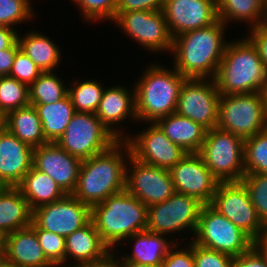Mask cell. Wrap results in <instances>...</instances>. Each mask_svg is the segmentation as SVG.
Listing matches in <instances>:
<instances>
[{
  "mask_svg": "<svg viewBox=\"0 0 267 267\" xmlns=\"http://www.w3.org/2000/svg\"><path fill=\"white\" fill-rule=\"evenodd\" d=\"M119 30L149 53L169 54L173 38L168 29L163 11H129L116 13L112 22Z\"/></svg>",
  "mask_w": 267,
  "mask_h": 267,
  "instance_id": "8fae6325",
  "label": "cell"
},
{
  "mask_svg": "<svg viewBox=\"0 0 267 267\" xmlns=\"http://www.w3.org/2000/svg\"><path fill=\"white\" fill-rule=\"evenodd\" d=\"M130 155L127 142L118 140L106 151L82 160L72 195L93 207L126 190V166Z\"/></svg>",
  "mask_w": 267,
  "mask_h": 267,
  "instance_id": "7a4b0ae2",
  "label": "cell"
},
{
  "mask_svg": "<svg viewBox=\"0 0 267 267\" xmlns=\"http://www.w3.org/2000/svg\"><path fill=\"white\" fill-rule=\"evenodd\" d=\"M142 124L146 127L130 133L125 139L132 157L145 164L170 170L187 154L170 141L156 123Z\"/></svg>",
  "mask_w": 267,
  "mask_h": 267,
  "instance_id": "5bb4252c",
  "label": "cell"
},
{
  "mask_svg": "<svg viewBox=\"0 0 267 267\" xmlns=\"http://www.w3.org/2000/svg\"><path fill=\"white\" fill-rule=\"evenodd\" d=\"M19 50L18 41L11 48L0 50V76H9L14 58Z\"/></svg>",
  "mask_w": 267,
  "mask_h": 267,
  "instance_id": "bcb514c9",
  "label": "cell"
},
{
  "mask_svg": "<svg viewBox=\"0 0 267 267\" xmlns=\"http://www.w3.org/2000/svg\"><path fill=\"white\" fill-rule=\"evenodd\" d=\"M109 251L90 221L65 238V267H76L81 263L100 259Z\"/></svg>",
  "mask_w": 267,
  "mask_h": 267,
  "instance_id": "cb8c5ba5",
  "label": "cell"
},
{
  "mask_svg": "<svg viewBox=\"0 0 267 267\" xmlns=\"http://www.w3.org/2000/svg\"><path fill=\"white\" fill-rule=\"evenodd\" d=\"M4 260L12 267H54L44 255L31 226L7 235Z\"/></svg>",
  "mask_w": 267,
  "mask_h": 267,
  "instance_id": "603a6c76",
  "label": "cell"
},
{
  "mask_svg": "<svg viewBox=\"0 0 267 267\" xmlns=\"http://www.w3.org/2000/svg\"><path fill=\"white\" fill-rule=\"evenodd\" d=\"M33 163V148L7 129L0 132V186L17 187Z\"/></svg>",
  "mask_w": 267,
  "mask_h": 267,
  "instance_id": "44dd1931",
  "label": "cell"
},
{
  "mask_svg": "<svg viewBox=\"0 0 267 267\" xmlns=\"http://www.w3.org/2000/svg\"><path fill=\"white\" fill-rule=\"evenodd\" d=\"M18 33L20 49L43 71H56L62 64L61 49L56 41L37 29ZM61 63V64H60Z\"/></svg>",
  "mask_w": 267,
  "mask_h": 267,
  "instance_id": "d4e9b609",
  "label": "cell"
},
{
  "mask_svg": "<svg viewBox=\"0 0 267 267\" xmlns=\"http://www.w3.org/2000/svg\"><path fill=\"white\" fill-rule=\"evenodd\" d=\"M128 87L118 83L105 87L95 112L97 118L117 140H125L132 131H129L128 126L124 127V124H127L128 121L133 122L134 125L138 123L135 111L134 85L133 87L130 85L129 89Z\"/></svg>",
  "mask_w": 267,
  "mask_h": 267,
  "instance_id": "e0dca14e",
  "label": "cell"
},
{
  "mask_svg": "<svg viewBox=\"0 0 267 267\" xmlns=\"http://www.w3.org/2000/svg\"><path fill=\"white\" fill-rule=\"evenodd\" d=\"M117 141L95 114L75 112L55 143L70 155L86 160L106 151Z\"/></svg>",
  "mask_w": 267,
  "mask_h": 267,
  "instance_id": "30bf717a",
  "label": "cell"
},
{
  "mask_svg": "<svg viewBox=\"0 0 267 267\" xmlns=\"http://www.w3.org/2000/svg\"><path fill=\"white\" fill-rule=\"evenodd\" d=\"M118 250H110L102 258L88 261L76 267H120V256Z\"/></svg>",
  "mask_w": 267,
  "mask_h": 267,
  "instance_id": "7dc6e473",
  "label": "cell"
},
{
  "mask_svg": "<svg viewBox=\"0 0 267 267\" xmlns=\"http://www.w3.org/2000/svg\"><path fill=\"white\" fill-rule=\"evenodd\" d=\"M175 192L210 204L219 181L198 153H187L170 170Z\"/></svg>",
  "mask_w": 267,
  "mask_h": 267,
  "instance_id": "ac0fdd59",
  "label": "cell"
},
{
  "mask_svg": "<svg viewBox=\"0 0 267 267\" xmlns=\"http://www.w3.org/2000/svg\"><path fill=\"white\" fill-rule=\"evenodd\" d=\"M43 71L20 49L14 58L9 77L15 78L28 87Z\"/></svg>",
  "mask_w": 267,
  "mask_h": 267,
  "instance_id": "ab89813d",
  "label": "cell"
},
{
  "mask_svg": "<svg viewBox=\"0 0 267 267\" xmlns=\"http://www.w3.org/2000/svg\"><path fill=\"white\" fill-rule=\"evenodd\" d=\"M6 237L7 235L2 230H0V260H3L5 256Z\"/></svg>",
  "mask_w": 267,
  "mask_h": 267,
  "instance_id": "f907efd6",
  "label": "cell"
},
{
  "mask_svg": "<svg viewBox=\"0 0 267 267\" xmlns=\"http://www.w3.org/2000/svg\"><path fill=\"white\" fill-rule=\"evenodd\" d=\"M196 244L234 257L249 251L253 239L209 204L203 206L192 239Z\"/></svg>",
  "mask_w": 267,
  "mask_h": 267,
  "instance_id": "9c48e42d",
  "label": "cell"
},
{
  "mask_svg": "<svg viewBox=\"0 0 267 267\" xmlns=\"http://www.w3.org/2000/svg\"><path fill=\"white\" fill-rule=\"evenodd\" d=\"M209 205L253 240L266 228L242 182H219Z\"/></svg>",
  "mask_w": 267,
  "mask_h": 267,
  "instance_id": "7c38bea8",
  "label": "cell"
},
{
  "mask_svg": "<svg viewBox=\"0 0 267 267\" xmlns=\"http://www.w3.org/2000/svg\"><path fill=\"white\" fill-rule=\"evenodd\" d=\"M6 129V114L0 109V132Z\"/></svg>",
  "mask_w": 267,
  "mask_h": 267,
  "instance_id": "db71d44e",
  "label": "cell"
},
{
  "mask_svg": "<svg viewBox=\"0 0 267 267\" xmlns=\"http://www.w3.org/2000/svg\"><path fill=\"white\" fill-rule=\"evenodd\" d=\"M82 160L70 155L56 143L33 148L32 165L49 175L66 194H72L79 176Z\"/></svg>",
  "mask_w": 267,
  "mask_h": 267,
  "instance_id": "ffe728a7",
  "label": "cell"
},
{
  "mask_svg": "<svg viewBox=\"0 0 267 267\" xmlns=\"http://www.w3.org/2000/svg\"><path fill=\"white\" fill-rule=\"evenodd\" d=\"M0 267H12L7 261L0 260Z\"/></svg>",
  "mask_w": 267,
  "mask_h": 267,
  "instance_id": "11a10c76",
  "label": "cell"
},
{
  "mask_svg": "<svg viewBox=\"0 0 267 267\" xmlns=\"http://www.w3.org/2000/svg\"><path fill=\"white\" fill-rule=\"evenodd\" d=\"M58 71L42 72L29 86L30 104H52L68 94V82L61 78Z\"/></svg>",
  "mask_w": 267,
  "mask_h": 267,
  "instance_id": "1f68e13d",
  "label": "cell"
},
{
  "mask_svg": "<svg viewBox=\"0 0 267 267\" xmlns=\"http://www.w3.org/2000/svg\"><path fill=\"white\" fill-rule=\"evenodd\" d=\"M246 32L245 37L255 47L267 73V22L247 29Z\"/></svg>",
  "mask_w": 267,
  "mask_h": 267,
  "instance_id": "7bdbcfd3",
  "label": "cell"
},
{
  "mask_svg": "<svg viewBox=\"0 0 267 267\" xmlns=\"http://www.w3.org/2000/svg\"><path fill=\"white\" fill-rule=\"evenodd\" d=\"M267 73L255 47L245 37L230 39L214 78L220 94L261 93Z\"/></svg>",
  "mask_w": 267,
  "mask_h": 267,
  "instance_id": "5b68a950",
  "label": "cell"
},
{
  "mask_svg": "<svg viewBox=\"0 0 267 267\" xmlns=\"http://www.w3.org/2000/svg\"><path fill=\"white\" fill-rule=\"evenodd\" d=\"M169 66L171 67L169 69ZM149 62L142 68L139 79L132 83L135 89V111L138 123H155L176 112L179 92L187 79L171 64ZM173 68V69H172Z\"/></svg>",
  "mask_w": 267,
  "mask_h": 267,
  "instance_id": "3957f363",
  "label": "cell"
},
{
  "mask_svg": "<svg viewBox=\"0 0 267 267\" xmlns=\"http://www.w3.org/2000/svg\"><path fill=\"white\" fill-rule=\"evenodd\" d=\"M96 79H82L74 78L68 84V95L72 100L73 107L76 112L93 113L98 109L101 101L105 85Z\"/></svg>",
  "mask_w": 267,
  "mask_h": 267,
  "instance_id": "d6a6232c",
  "label": "cell"
},
{
  "mask_svg": "<svg viewBox=\"0 0 267 267\" xmlns=\"http://www.w3.org/2000/svg\"><path fill=\"white\" fill-rule=\"evenodd\" d=\"M245 140L218 127L207 130L198 154L219 182H241Z\"/></svg>",
  "mask_w": 267,
  "mask_h": 267,
  "instance_id": "52a82bcc",
  "label": "cell"
},
{
  "mask_svg": "<svg viewBox=\"0 0 267 267\" xmlns=\"http://www.w3.org/2000/svg\"><path fill=\"white\" fill-rule=\"evenodd\" d=\"M166 137L179 145L186 153H198L206 136L207 129L176 112L155 122Z\"/></svg>",
  "mask_w": 267,
  "mask_h": 267,
  "instance_id": "484cf974",
  "label": "cell"
},
{
  "mask_svg": "<svg viewBox=\"0 0 267 267\" xmlns=\"http://www.w3.org/2000/svg\"><path fill=\"white\" fill-rule=\"evenodd\" d=\"M30 105L29 87L9 76H0V109L7 114Z\"/></svg>",
  "mask_w": 267,
  "mask_h": 267,
  "instance_id": "e575fe53",
  "label": "cell"
},
{
  "mask_svg": "<svg viewBox=\"0 0 267 267\" xmlns=\"http://www.w3.org/2000/svg\"><path fill=\"white\" fill-rule=\"evenodd\" d=\"M219 99L214 79L187 78L179 92L176 113L210 130L218 124Z\"/></svg>",
  "mask_w": 267,
  "mask_h": 267,
  "instance_id": "4fadbf2b",
  "label": "cell"
},
{
  "mask_svg": "<svg viewBox=\"0 0 267 267\" xmlns=\"http://www.w3.org/2000/svg\"><path fill=\"white\" fill-rule=\"evenodd\" d=\"M161 267H195L194 246L190 242L175 243L164 258Z\"/></svg>",
  "mask_w": 267,
  "mask_h": 267,
  "instance_id": "b9f144b4",
  "label": "cell"
},
{
  "mask_svg": "<svg viewBox=\"0 0 267 267\" xmlns=\"http://www.w3.org/2000/svg\"><path fill=\"white\" fill-rule=\"evenodd\" d=\"M164 0H118L116 13L129 11H162Z\"/></svg>",
  "mask_w": 267,
  "mask_h": 267,
  "instance_id": "ee69618b",
  "label": "cell"
},
{
  "mask_svg": "<svg viewBox=\"0 0 267 267\" xmlns=\"http://www.w3.org/2000/svg\"><path fill=\"white\" fill-rule=\"evenodd\" d=\"M189 242L194 246L195 267H233L232 256Z\"/></svg>",
  "mask_w": 267,
  "mask_h": 267,
  "instance_id": "60d3db41",
  "label": "cell"
},
{
  "mask_svg": "<svg viewBox=\"0 0 267 267\" xmlns=\"http://www.w3.org/2000/svg\"><path fill=\"white\" fill-rule=\"evenodd\" d=\"M120 267H161V266H153V265L138 264L131 262H120Z\"/></svg>",
  "mask_w": 267,
  "mask_h": 267,
  "instance_id": "816d5d0a",
  "label": "cell"
},
{
  "mask_svg": "<svg viewBox=\"0 0 267 267\" xmlns=\"http://www.w3.org/2000/svg\"><path fill=\"white\" fill-rule=\"evenodd\" d=\"M253 247L267 263V227L258 237L253 240Z\"/></svg>",
  "mask_w": 267,
  "mask_h": 267,
  "instance_id": "681fc988",
  "label": "cell"
},
{
  "mask_svg": "<svg viewBox=\"0 0 267 267\" xmlns=\"http://www.w3.org/2000/svg\"><path fill=\"white\" fill-rule=\"evenodd\" d=\"M217 127L244 140L267 129L262 94H220Z\"/></svg>",
  "mask_w": 267,
  "mask_h": 267,
  "instance_id": "ba28073f",
  "label": "cell"
},
{
  "mask_svg": "<svg viewBox=\"0 0 267 267\" xmlns=\"http://www.w3.org/2000/svg\"><path fill=\"white\" fill-rule=\"evenodd\" d=\"M126 190L147 207L175 193L169 170L145 164L131 155L126 166Z\"/></svg>",
  "mask_w": 267,
  "mask_h": 267,
  "instance_id": "9a60e30c",
  "label": "cell"
},
{
  "mask_svg": "<svg viewBox=\"0 0 267 267\" xmlns=\"http://www.w3.org/2000/svg\"><path fill=\"white\" fill-rule=\"evenodd\" d=\"M241 182L250 195L259 219L267 227V174H245Z\"/></svg>",
  "mask_w": 267,
  "mask_h": 267,
  "instance_id": "74e56055",
  "label": "cell"
},
{
  "mask_svg": "<svg viewBox=\"0 0 267 267\" xmlns=\"http://www.w3.org/2000/svg\"><path fill=\"white\" fill-rule=\"evenodd\" d=\"M147 215L148 207L127 190L91 207V221L110 250L120 249L128 237L147 230Z\"/></svg>",
  "mask_w": 267,
  "mask_h": 267,
  "instance_id": "277c9868",
  "label": "cell"
},
{
  "mask_svg": "<svg viewBox=\"0 0 267 267\" xmlns=\"http://www.w3.org/2000/svg\"><path fill=\"white\" fill-rule=\"evenodd\" d=\"M244 169L245 174H267V129L245 139Z\"/></svg>",
  "mask_w": 267,
  "mask_h": 267,
  "instance_id": "836d02e7",
  "label": "cell"
},
{
  "mask_svg": "<svg viewBox=\"0 0 267 267\" xmlns=\"http://www.w3.org/2000/svg\"><path fill=\"white\" fill-rule=\"evenodd\" d=\"M32 221L45 231L65 238L91 221V207L72 194L33 210Z\"/></svg>",
  "mask_w": 267,
  "mask_h": 267,
  "instance_id": "2e32d148",
  "label": "cell"
},
{
  "mask_svg": "<svg viewBox=\"0 0 267 267\" xmlns=\"http://www.w3.org/2000/svg\"><path fill=\"white\" fill-rule=\"evenodd\" d=\"M33 6L31 0H0V26L19 30L22 23L27 25V21L36 20Z\"/></svg>",
  "mask_w": 267,
  "mask_h": 267,
  "instance_id": "d590c367",
  "label": "cell"
},
{
  "mask_svg": "<svg viewBox=\"0 0 267 267\" xmlns=\"http://www.w3.org/2000/svg\"><path fill=\"white\" fill-rule=\"evenodd\" d=\"M227 29L218 19L207 27L174 37L172 66L186 78L214 79L229 41Z\"/></svg>",
  "mask_w": 267,
  "mask_h": 267,
  "instance_id": "6da1fadb",
  "label": "cell"
},
{
  "mask_svg": "<svg viewBox=\"0 0 267 267\" xmlns=\"http://www.w3.org/2000/svg\"><path fill=\"white\" fill-rule=\"evenodd\" d=\"M233 267H267L264 258L252 247L249 251L234 257Z\"/></svg>",
  "mask_w": 267,
  "mask_h": 267,
  "instance_id": "f6af8a7d",
  "label": "cell"
},
{
  "mask_svg": "<svg viewBox=\"0 0 267 267\" xmlns=\"http://www.w3.org/2000/svg\"><path fill=\"white\" fill-rule=\"evenodd\" d=\"M123 243L125 245L120 246L121 248L123 246L124 250L129 243H132L128 246H131V251H129L130 253L123 251L122 254V250H119L120 262L161 266L164 258L176 242L166 235L144 230L131 235Z\"/></svg>",
  "mask_w": 267,
  "mask_h": 267,
  "instance_id": "7402d4cb",
  "label": "cell"
},
{
  "mask_svg": "<svg viewBox=\"0 0 267 267\" xmlns=\"http://www.w3.org/2000/svg\"><path fill=\"white\" fill-rule=\"evenodd\" d=\"M204 205L195 197L175 192L167 200L148 207L147 230L171 236L176 243L192 241ZM187 232L189 237L184 239L182 236L187 235ZM175 235L181 238L178 239Z\"/></svg>",
  "mask_w": 267,
  "mask_h": 267,
  "instance_id": "8992f818",
  "label": "cell"
},
{
  "mask_svg": "<svg viewBox=\"0 0 267 267\" xmlns=\"http://www.w3.org/2000/svg\"><path fill=\"white\" fill-rule=\"evenodd\" d=\"M37 234V239L44 255L54 267H65V237L40 229L33 221L30 225Z\"/></svg>",
  "mask_w": 267,
  "mask_h": 267,
  "instance_id": "f35d334b",
  "label": "cell"
},
{
  "mask_svg": "<svg viewBox=\"0 0 267 267\" xmlns=\"http://www.w3.org/2000/svg\"><path fill=\"white\" fill-rule=\"evenodd\" d=\"M6 129L32 148L49 143L44 137L38 112L32 105L8 112Z\"/></svg>",
  "mask_w": 267,
  "mask_h": 267,
  "instance_id": "f546056e",
  "label": "cell"
},
{
  "mask_svg": "<svg viewBox=\"0 0 267 267\" xmlns=\"http://www.w3.org/2000/svg\"><path fill=\"white\" fill-rule=\"evenodd\" d=\"M33 211L18 187H0V230L6 235L32 224Z\"/></svg>",
  "mask_w": 267,
  "mask_h": 267,
  "instance_id": "4316f807",
  "label": "cell"
},
{
  "mask_svg": "<svg viewBox=\"0 0 267 267\" xmlns=\"http://www.w3.org/2000/svg\"><path fill=\"white\" fill-rule=\"evenodd\" d=\"M81 13L79 18L84 22H98L96 24L106 21L113 22L116 16V7L118 0H71ZM100 21V22H99Z\"/></svg>",
  "mask_w": 267,
  "mask_h": 267,
  "instance_id": "8d00e7d4",
  "label": "cell"
},
{
  "mask_svg": "<svg viewBox=\"0 0 267 267\" xmlns=\"http://www.w3.org/2000/svg\"><path fill=\"white\" fill-rule=\"evenodd\" d=\"M261 94H262V97H263L264 106H265V112H266V115H267V79H266V81L264 83V86L262 88Z\"/></svg>",
  "mask_w": 267,
  "mask_h": 267,
  "instance_id": "f5cc1de1",
  "label": "cell"
},
{
  "mask_svg": "<svg viewBox=\"0 0 267 267\" xmlns=\"http://www.w3.org/2000/svg\"><path fill=\"white\" fill-rule=\"evenodd\" d=\"M30 105L36 108L42 123L44 137L51 143H55L64 134L76 112L68 94L56 103Z\"/></svg>",
  "mask_w": 267,
  "mask_h": 267,
  "instance_id": "4dcf8cb0",
  "label": "cell"
},
{
  "mask_svg": "<svg viewBox=\"0 0 267 267\" xmlns=\"http://www.w3.org/2000/svg\"><path fill=\"white\" fill-rule=\"evenodd\" d=\"M265 7H266V13H267V0H265Z\"/></svg>",
  "mask_w": 267,
  "mask_h": 267,
  "instance_id": "9f6ffc18",
  "label": "cell"
},
{
  "mask_svg": "<svg viewBox=\"0 0 267 267\" xmlns=\"http://www.w3.org/2000/svg\"><path fill=\"white\" fill-rule=\"evenodd\" d=\"M162 11L172 38L218 20L217 0H164Z\"/></svg>",
  "mask_w": 267,
  "mask_h": 267,
  "instance_id": "d6986e66",
  "label": "cell"
},
{
  "mask_svg": "<svg viewBox=\"0 0 267 267\" xmlns=\"http://www.w3.org/2000/svg\"><path fill=\"white\" fill-rule=\"evenodd\" d=\"M17 187L28 201L32 211L40 206L55 202L66 195L55 180L33 165Z\"/></svg>",
  "mask_w": 267,
  "mask_h": 267,
  "instance_id": "83f0119b",
  "label": "cell"
},
{
  "mask_svg": "<svg viewBox=\"0 0 267 267\" xmlns=\"http://www.w3.org/2000/svg\"><path fill=\"white\" fill-rule=\"evenodd\" d=\"M217 14L227 27L246 23L250 29L267 22L265 0H217Z\"/></svg>",
  "mask_w": 267,
  "mask_h": 267,
  "instance_id": "f1b7e54d",
  "label": "cell"
},
{
  "mask_svg": "<svg viewBox=\"0 0 267 267\" xmlns=\"http://www.w3.org/2000/svg\"><path fill=\"white\" fill-rule=\"evenodd\" d=\"M18 33L14 28L0 26V50L11 48L18 41Z\"/></svg>",
  "mask_w": 267,
  "mask_h": 267,
  "instance_id": "c3c4849f",
  "label": "cell"
}]
</instances>
